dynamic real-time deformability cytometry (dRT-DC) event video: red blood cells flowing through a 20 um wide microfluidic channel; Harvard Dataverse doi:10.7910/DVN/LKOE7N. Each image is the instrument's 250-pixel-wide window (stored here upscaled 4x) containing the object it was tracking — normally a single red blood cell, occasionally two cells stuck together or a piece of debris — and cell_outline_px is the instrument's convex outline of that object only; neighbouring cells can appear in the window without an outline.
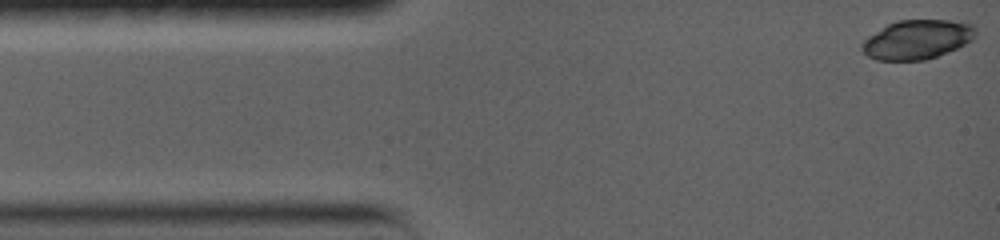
{"species": "common noctule bat (a hibernating species)", "species_latin": "Nyctalus noctula", "temperature_condition": "warm", "stored_images_in_passage": 5, "camera_frame_rate_fps": 5000, "um_per_image_px": 0.085, "animal": {"sex": "female", "body_mass_g": 19.0, "forearm_length_mm": 56.7}, "frame": {"image": 1, "passage_image": 1, "time_ms": 0.0, "image_size_px": [1000, 240], "cell_outline_px": [[976, 36], [972, 40], [956, 48], [936, 56], [924, 60], [876, 60], [868, 56], [860, 48], [860, 44], [868, 36], [888, 24], [896, 20], [964, 20], [972, 24], [976, 28]], "centroid_in_image_um": [77.97, 3.34], "position_along_channel_um": 7.0, "area_um2": 26.13}}
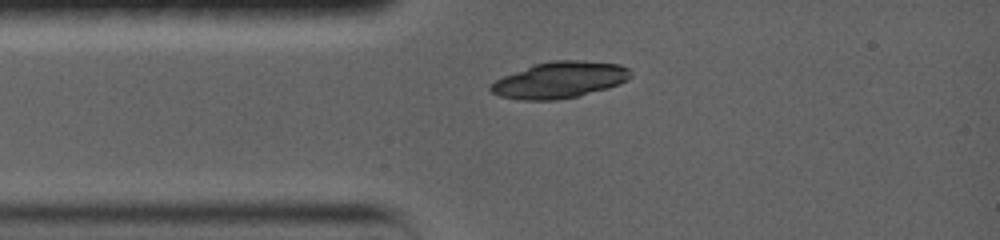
{"frame": {"image": 2, "passage_image": 5, "time_ms": 2.8, "image_size_px": [1000, 240], "cell_outline_px": [[632, 76], [620, 84], [608, 88], [576, 96], [556, 100], [520, 100], [500, 96], [492, 92], [488, 88], [488, 84], [504, 76], [532, 64], [552, 60], [576, 60], [620, 64], [628, 68], [632, 72]], "centroid_in_image_um": [47.56, 6.79], "position_along_channel_um": 37.4, "area_um2": 29.71}}